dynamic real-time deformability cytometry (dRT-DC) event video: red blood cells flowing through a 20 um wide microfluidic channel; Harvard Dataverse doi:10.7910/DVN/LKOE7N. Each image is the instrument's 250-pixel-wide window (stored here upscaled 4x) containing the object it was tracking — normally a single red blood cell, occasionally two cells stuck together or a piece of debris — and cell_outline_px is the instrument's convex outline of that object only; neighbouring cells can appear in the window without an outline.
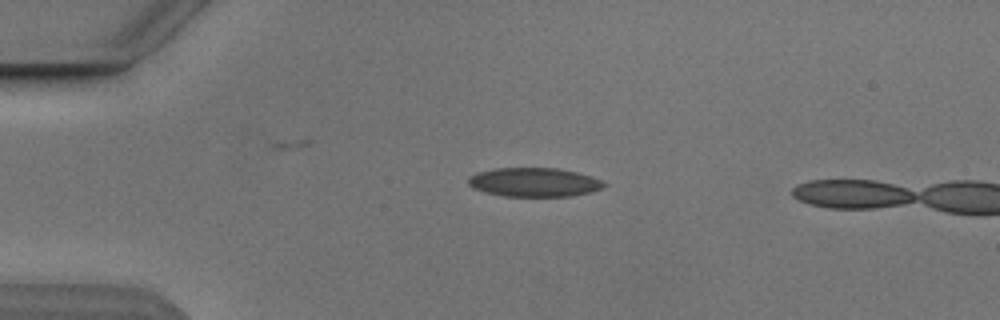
{"species": "Egyptian fruit bat (a non-hibernating species)", "species_latin": "Rousettus aegyptiacus", "temperature_condition": "cold", "stored_images_in_passage": 4, "camera_frame_rate_fps": 3000, "um_per_image_px": 0.085, "animal": {"sex": "male"}, "frame": {"image": 1, "passage_image": 3, "time_ms": 2.333, "image_size_px": [1000, 320], "cell_outline_px": [[604, 184], [600, 188], [592, 192], [572, 196], [504, 196], [484, 192], [472, 188], [468, 184], [468, 176], [476, 172], [496, 168], [560, 168], [592, 176], [600, 180]], "centroid_in_image_um": [45.35, 15.48], "position_along_channel_um": 39.7, "area_um2": 22.95}}